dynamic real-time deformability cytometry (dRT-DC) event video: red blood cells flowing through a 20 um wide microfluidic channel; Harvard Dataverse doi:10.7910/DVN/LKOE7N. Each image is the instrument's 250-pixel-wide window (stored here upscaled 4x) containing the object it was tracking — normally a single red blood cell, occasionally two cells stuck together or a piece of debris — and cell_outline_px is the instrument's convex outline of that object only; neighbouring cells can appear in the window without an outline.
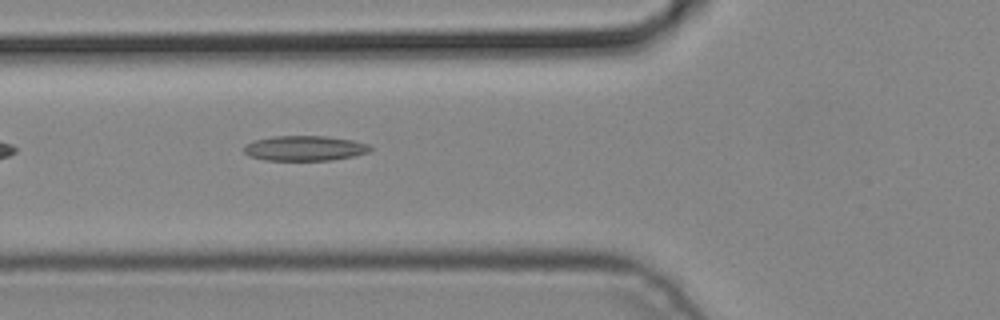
{"species": "common noctule bat (a hibernating species)", "species_latin": "Nyctalus noctula", "temperature_condition": "cold", "stored_images_in_passage": 4, "camera_frame_rate_fps": 3000, "um_per_image_px": 0.085, "animal": {"sex": "male", "body_mass_g": 19.2, "forearm_length_mm": 51.8}, "frame": {"image": 1, "passage_image": 4, "time_ms": 1.0, "image_size_px": [1000, 320], "cell_outline_px": [[372, 148], [368, 152], [352, 156], [332, 160], [264, 160], [248, 156], [244, 152], [244, 144], [252, 140], [272, 136], [324, 136], [352, 140], [368, 144]], "centroid_in_image_um": [25.83, 12.6], "position_along_channel_um": 100.0, "area_um2": 18.5}}